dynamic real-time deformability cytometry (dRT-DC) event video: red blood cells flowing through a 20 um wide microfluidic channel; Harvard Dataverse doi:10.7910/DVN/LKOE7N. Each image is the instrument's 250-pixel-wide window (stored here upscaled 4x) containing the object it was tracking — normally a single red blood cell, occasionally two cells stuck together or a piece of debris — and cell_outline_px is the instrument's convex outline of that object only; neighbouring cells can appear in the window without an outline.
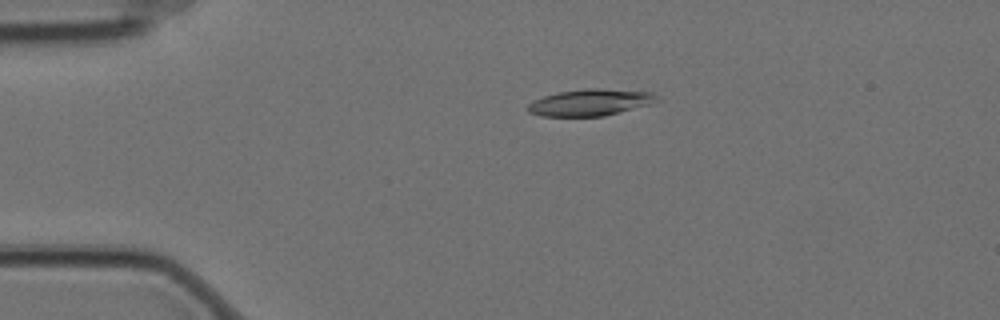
{"species": "Egyptian fruit bat (a non-hibernating species)", "species_latin": "Rousettus aegyptiacus", "temperature_condition": "cold", "stored_images_in_passage": 6, "camera_frame_rate_fps": 3000, "um_per_image_px": 0.085, "animal": {"sex": "female"}, "frame": {"image": 1, "passage_image": 4, "time_ms": 1.0, "image_size_px": [1000, 320], "cell_outline_px": [[660, 100], [652, 104], [604, 116], [540, 116], [528, 112], [528, 104], [544, 96], [560, 92], [584, 88], [600, 88], [652, 92]], "centroid_in_image_um": [50.21, 8.7], "position_along_channel_um": 34.8, "area_um2": 20.0}}
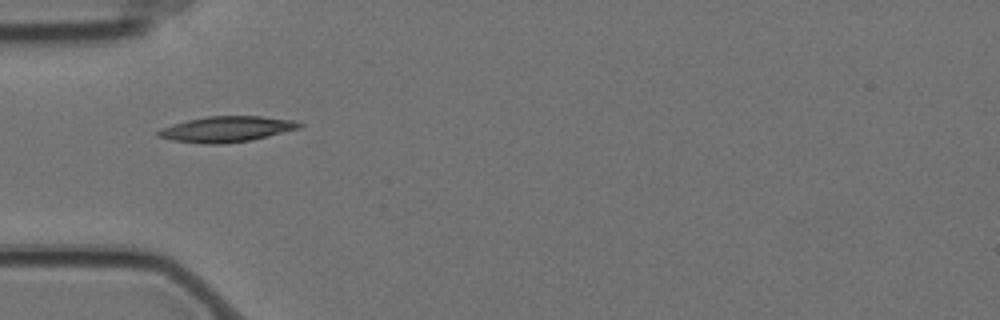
{"frame": {"image": 2, "passage_image": 5, "time_ms": 1.333, "image_size_px": [1000, 320], "cell_outline_px": [[304, 124], [300, 128], [252, 140], [224, 144], [204, 144], [172, 140], [156, 136], [152, 132], [160, 128], [172, 124], [188, 120], [208, 116], [260, 116], [296, 120]], "centroid_in_image_um": [19.23, 10.98], "position_along_channel_um": 65.8, "area_um2": 21.39}}
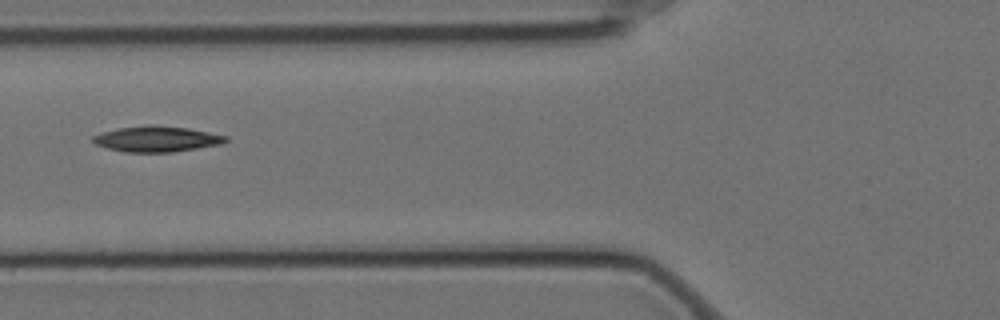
{"frame": {"image": 3, "passage_image": 6, "time_ms": 1.667, "image_size_px": [1000, 320], "cell_outline_px": [[228, 140], [220, 144], [172, 152], [124, 152], [108, 148], [96, 144], [92, 140], [92, 136], [116, 128], [152, 124], [188, 128], [228, 136]], "centroid_in_image_um": [13.31, 11.8], "position_along_channel_um": 112.5, "area_um2": 19.77}}